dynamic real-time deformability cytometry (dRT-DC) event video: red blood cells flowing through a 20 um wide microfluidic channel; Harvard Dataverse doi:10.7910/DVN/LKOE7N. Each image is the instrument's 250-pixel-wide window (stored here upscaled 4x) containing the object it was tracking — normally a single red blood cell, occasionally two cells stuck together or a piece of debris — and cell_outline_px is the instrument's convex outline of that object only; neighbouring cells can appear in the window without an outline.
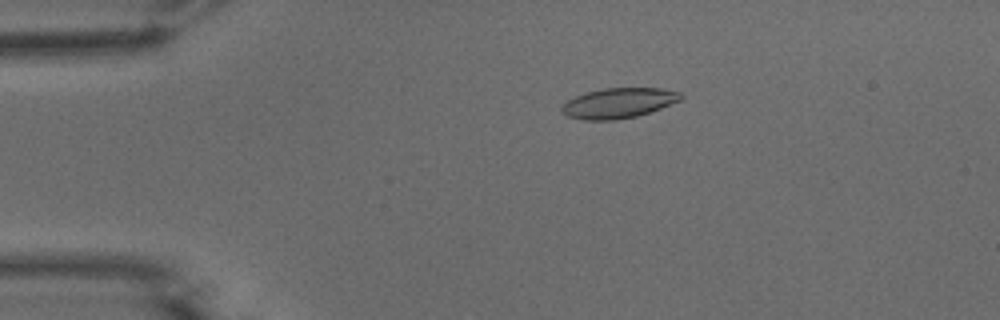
{"species": "common noctule bat (a hibernating species)", "species_latin": "Nyctalus noctula", "temperature_condition": "warm", "stored_images_in_passage": 53, "camera_frame_rate_fps": 3000, "um_per_image_px": 0.085, "animal": {"sex": "male", "body_mass_g": 15.6}, "frame": {"image": 1, "passage_image": 11, "time_ms": 3.333, "image_size_px": [1000, 320], "cell_outline_px": [[684, 96], [680, 100], [660, 108], [636, 116], [616, 120], [584, 120], [568, 116], [560, 108], [568, 100], [576, 96], [588, 92], [604, 88], [660, 88], [680, 92]], "centroid_in_image_um": [52.59, 8.76], "position_along_channel_um": 32.4, "area_um2": 20.63}}
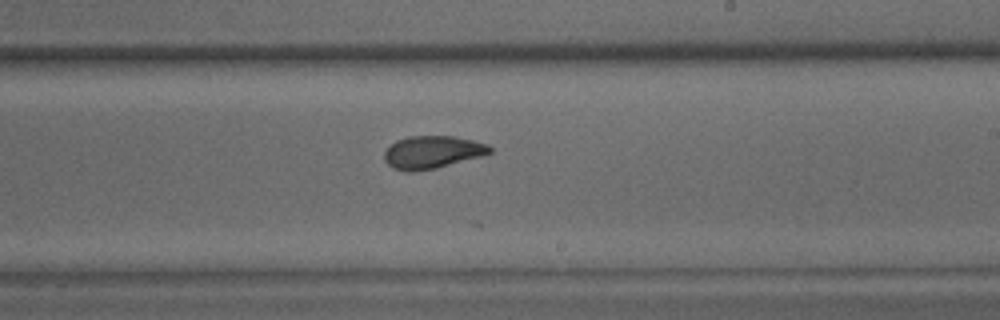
{"frame": {"image": 2, "passage_image": 32, "time_ms": 10.333, "image_size_px": [1000, 320], "cell_outline_px": [[492, 152], [480, 156], [436, 168], [412, 172], [404, 172], [392, 168], [384, 160], [384, 152], [396, 140], [408, 136], [452, 136], [472, 140], [488, 144], [492, 148]], "centroid_in_image_um": [36.71, 12.94], "position_along_channel_um": 252.3, "area_um2": 20.06}}
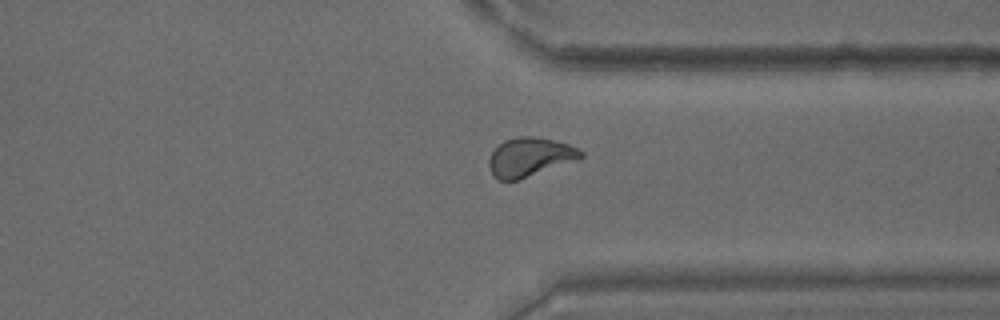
{"frame": {"image": 3, "passage_image": 41, "time_ms": 13.333, "image_size_px": [1000, 320], "cell_outline_px": [[584, 156], [520, 180], [500, 180], [492, 176], [488, 168], [488, 160], [492, 152], [504, 140], [516, 136], [536, 136], [568, 144], [584, 152]], "centroid_in_image_um": [44.97, 13.35], "position_along_channel_um": 366.4, "area_um2": 20.69}, "authors_computed_cell_mechanics": {"area_um2": 20.5768, "velocity_mm_per_s": 3.8223, "shape_relaxation_time_tau1_ms": 6.2667, "shape_relaxation_time_tau2_ms": 1.9002, "deformation_change_tau1": 0.1828, "deformation_change_tau2": 0.0641}}